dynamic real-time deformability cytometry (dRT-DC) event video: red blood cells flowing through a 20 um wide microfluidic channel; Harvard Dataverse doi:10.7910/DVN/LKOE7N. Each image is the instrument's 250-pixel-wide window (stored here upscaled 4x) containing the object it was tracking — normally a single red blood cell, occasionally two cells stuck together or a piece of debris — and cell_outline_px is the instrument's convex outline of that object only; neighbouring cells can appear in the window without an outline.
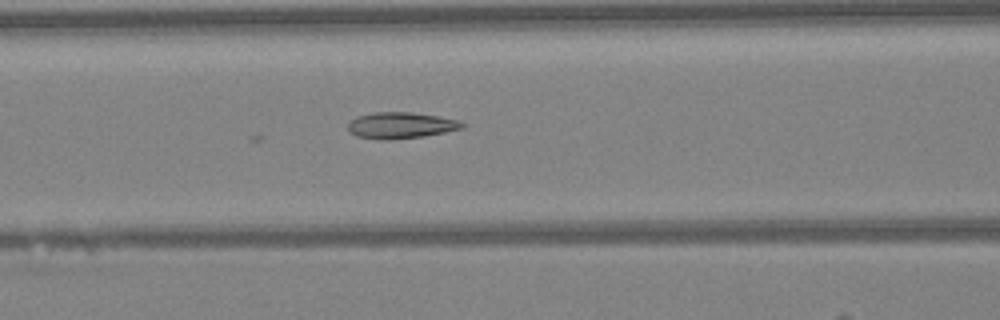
{"species": "Egyptian fruit bat (a non-hibernating species)", "species_latin": "Rousettus aegyptiacus", "temperature_condition": "warm", "stored_images_in_passage": 34, "camera_frame_rate_fps": 3000, "um_per_image_px": 0.085, "animal": {"sex": "female"}, "frame": {"image": 1, "passage_image": 6, "time_ms": 1.667, "image_size_px": [1000, 320], "cell_outline_px": [[464, 128], [424, 136], [388, 140], [376, 140], [356, 136], [348, 132], [348, 124], [356, 116], [376, 112], [412, 112], [460, 120], [464, 124]], "centroid_in_image_um": [34.03, 10.66], "position_along_channel_um": 132.6, "area_um2": 17.57}}
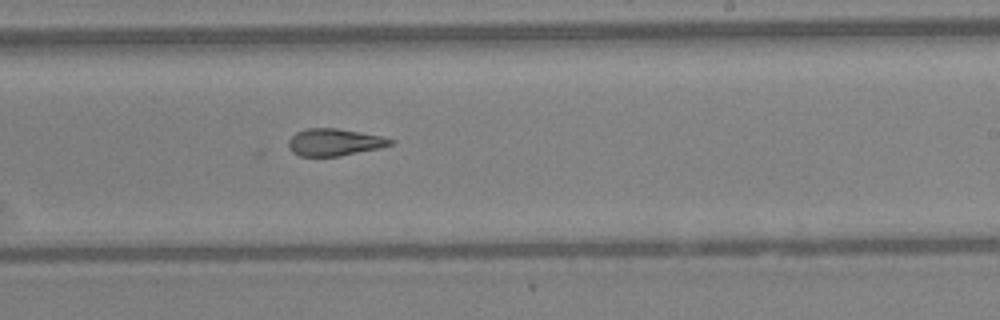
{"frame": {"image": 2, "passage_image": 15, "time_ms": 4.667, "image_size_px": [1000, 320], "cell_outline_px": [[396, 140], [392, 144], [380, 148], [340, 156], [300, 156], [292, 152], [288, 148], [288, 140], [296, 132], [308, 128], [336, 128], [380, 136]], "centroid_in_image_um": [28.4, 12.09], "position_along_channel_um": 260.6, "area_um2": 16.07}}
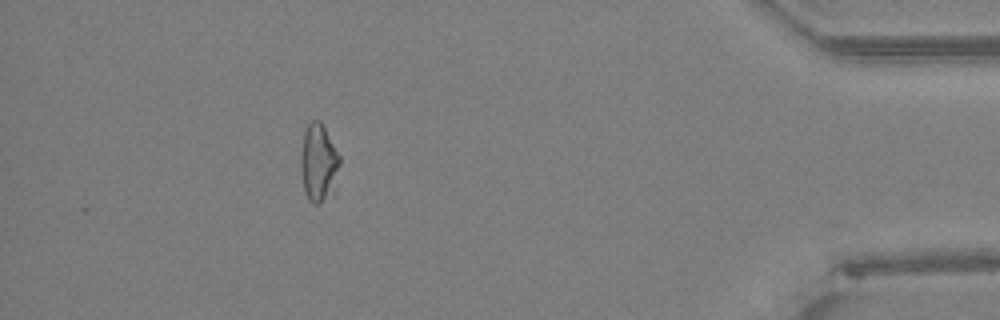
{"frame": {"image": 3, "passage_image": 29, "time_ms": 9.333, "image_size_px": [1000, 320], "cell_outline_px": [[340, 164], [336, 192], [320, 204], [312, 204], [308, 200], [304, 192], [300, 164], [300, 152], [304, 132], [308, 124], [312, 120], [320, 120], [340, 156]], "centroid_in_image_um": [27.09, 13.91], "position_along_channel_um": 408.1, "area_um2": 18.26}}